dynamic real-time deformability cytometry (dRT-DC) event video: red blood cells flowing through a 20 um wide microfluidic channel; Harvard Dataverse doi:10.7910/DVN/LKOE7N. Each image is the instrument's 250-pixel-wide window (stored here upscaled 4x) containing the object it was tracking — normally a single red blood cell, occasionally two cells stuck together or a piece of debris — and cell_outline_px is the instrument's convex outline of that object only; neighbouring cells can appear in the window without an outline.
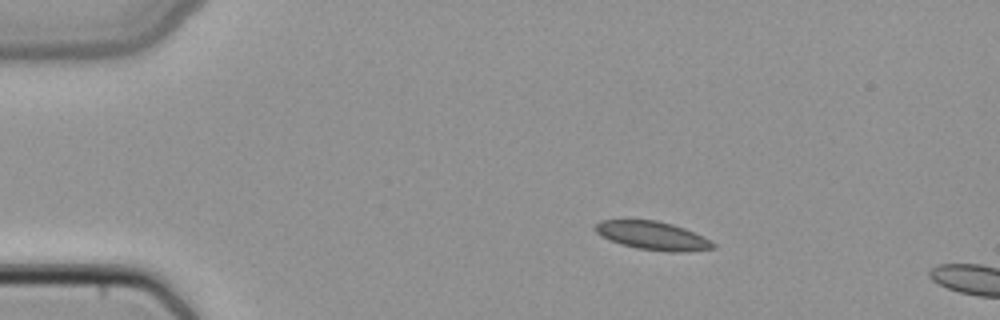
{"species": "common noctule bat (a hibernating species)", "species_latin": "Nyctalus noctula", "temperature_condition": "cold", "stored_images_in_passage": 3, "camera_frame_rate_fps": 3000, "um_per_image_px": 0.085, "animal": {"sex": "female", "body_mass_g": 22.7, "forearm_length_mm": 54.2}, "frame": {"image": 1, "passage_image": 2, "time_ms": 0.333, "image_size_px": [1000, 320], "cell_outline_px": [[716, 248], [684, 252], [672, 252], [636, 248], [620, 244], [600, 236], [596, 232], [596, 224], [600, 220], [656, 220], [672, 224], [684, 228], [704, 236], [716, 244]], "centroid_in_image_um": [55.5, 20.03], "position_along_channel_um": 29.5, "area_um2": 19.54}}